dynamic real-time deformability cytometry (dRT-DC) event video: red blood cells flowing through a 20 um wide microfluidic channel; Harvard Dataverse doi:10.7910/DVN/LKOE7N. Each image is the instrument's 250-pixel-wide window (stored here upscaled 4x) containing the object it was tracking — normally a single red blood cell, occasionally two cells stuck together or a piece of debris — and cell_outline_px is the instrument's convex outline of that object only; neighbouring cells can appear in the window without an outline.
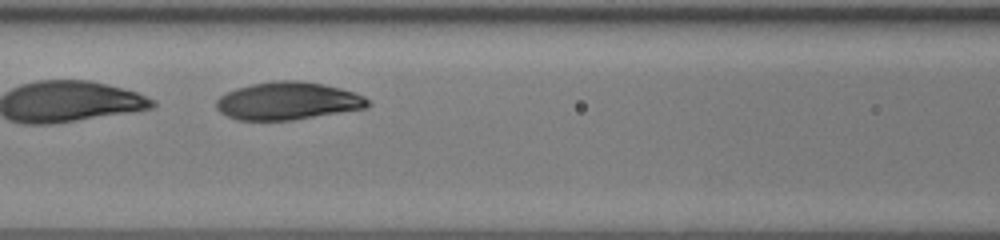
{"species": "human", "species_latin": "Homo sapiens", "temperature_condition": "room temperature", "stored_images_in_passage": 29, "camera_frame_rate_fps": 3000, "um_per_image_px": 0.085, "donor": {"sex": "female"}, "frame": {"image": 1, "passage_image": 9, "time_ms": 2.667, "image_size_px": [1000, 240], "cell_outline_px": [[372, 104], [368, 108], [292, 120], [236, 120], [220, 112], [216, 108], [216, 100], [220, 96], [236, 88], [252, 84], [272, 80], [300, 80], [324, 84], [340, 88], [364, 96]], "centroid_in_image_um": [24.47, 8.58], "position_along_channel_um": 142.1, "area_um2": 33.47}}
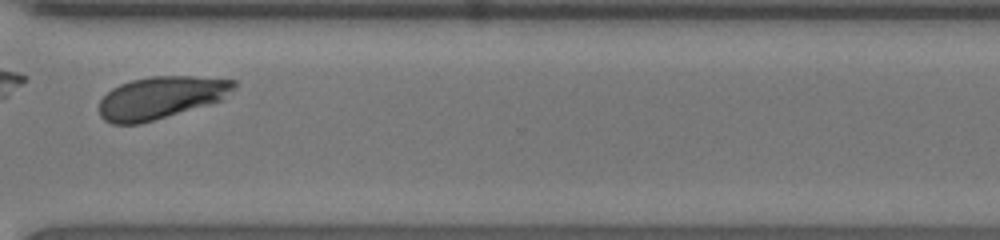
{"frame": {"image": 2, "passage_image": 25, "time_ms": 8.0, "image_size_px": [1000, 240], "cell_outline_px": [[236, 88], [220, 100], [208, 104], [140, 124], [112, 124], [104, 120], [100, 116], [100, 100], [112, 88], [120, 84], [132, 80], [152, 76], [192, 76], [236, 80]], "centroid_in_image_um": [13.66, 8.29], "position_along_channel_um": 356.9, "area_um2": 33.0}}
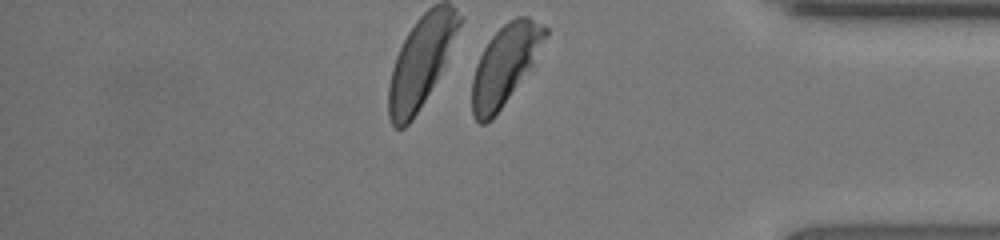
{"frame": {"image": 3, "passage_image": 29, "time_ms": 9.333, "image_size_px": [1000, 240], "cell_outline_px": [[548, 36], [532, 64], [492, 120], [484, 124], [480, 124], [472, 116], [472, 76], [476, 64], [488, 40], [508, 20], [516, 16], [528, 16], [548, 28]], "centroid_in_image_um": [42.9, 5.5], "position_along_channel_um": 392.3, "area_um2": 33.47}, "authors_computed_cell_mechanics": {"area_um2": 33.4662, "velocity_mm_per_s": 4.012, "shape_relaxation_time_tau1_ms": 4.1577, "shape_relaxation_time_tau2_ms": null, "deformation_change_tau1": 0.1746, "deformation_change_tau2": null}}